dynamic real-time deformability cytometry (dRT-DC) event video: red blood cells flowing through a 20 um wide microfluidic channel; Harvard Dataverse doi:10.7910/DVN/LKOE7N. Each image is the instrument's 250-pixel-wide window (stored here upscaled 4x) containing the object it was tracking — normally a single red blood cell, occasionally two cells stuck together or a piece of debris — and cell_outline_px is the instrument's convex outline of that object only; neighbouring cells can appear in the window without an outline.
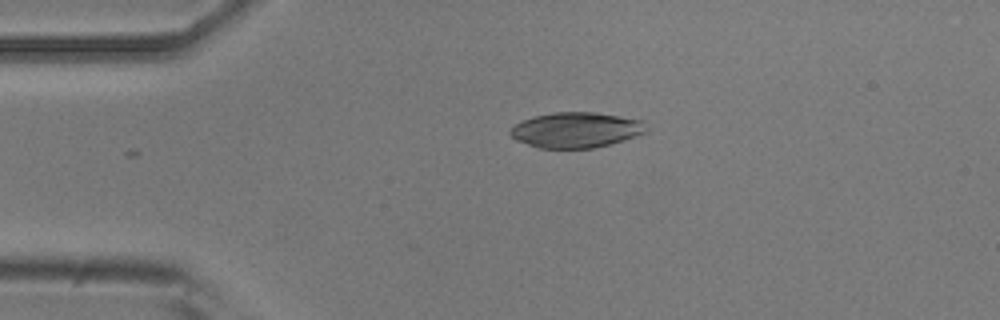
{"species": "common noctule bat (a hibernating species)", "species_latin": "Nyctalus noctula", "temperature_condition": "room temperature", "stored_images_in_passage": 3, "camera_frame_rate_fps": 3000, "um_per_image_px": 0.085, "animal": {"sex": "male", "body_mass_g": 20.5, "forearm_length_mm": 52.5}, "frame": {"image": 1, "passage_image": 1, "time_ms": 0.0, "image_size_px": [1000, 320], "cell_outline_px": [[648, 132], [608, 144], [592, 148], [540, 148], [516, 140], [508, 132], [516, 124], [524, 120], [536, 116], [552, 112], [596, 112], [644, 120], [648, 128]], "centroid_in_image_um": [49.0, 11.03], "position_along_channel_um": 36.0, "area_um2": 27.92}}